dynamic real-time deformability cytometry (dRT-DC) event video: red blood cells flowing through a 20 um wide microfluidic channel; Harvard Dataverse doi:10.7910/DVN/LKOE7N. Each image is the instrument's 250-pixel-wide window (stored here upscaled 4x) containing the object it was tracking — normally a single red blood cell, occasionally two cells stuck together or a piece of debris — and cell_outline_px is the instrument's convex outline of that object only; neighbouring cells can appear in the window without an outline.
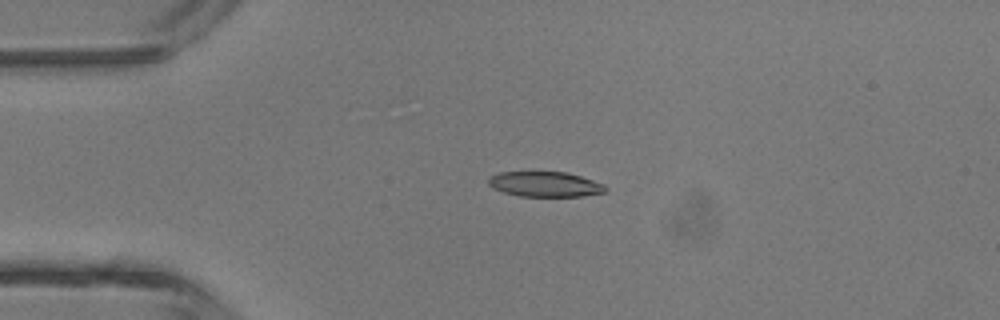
{"species": "common noctule bat (a hibernating species)", "species_latin": "Nyctalus noctula", "temperature_condition": "room temperature", "stored_images_in_passage": 3, "camera_frame_rate_fps": 3000, "um_per_image_px": 0.085, "animal": {"sex": "male", "body_mass_g": 13.3}, "frame": {"image": 1, "passage_image": 2, "time_ms": 1.333, "image_size_px": [1000, 320], "cell_outline_px": [[608, 188], [604, 192], [584, 196], [520, 196], [504, 192], [492, 188], [488, 184], [488, 180], [492, 176], [500, 172], [568, 172], [604, 184]], "centroid_in_image_um": [46.34, 15.66], "position_along_channel_um": 38.7, "area_um2": 17.05}}